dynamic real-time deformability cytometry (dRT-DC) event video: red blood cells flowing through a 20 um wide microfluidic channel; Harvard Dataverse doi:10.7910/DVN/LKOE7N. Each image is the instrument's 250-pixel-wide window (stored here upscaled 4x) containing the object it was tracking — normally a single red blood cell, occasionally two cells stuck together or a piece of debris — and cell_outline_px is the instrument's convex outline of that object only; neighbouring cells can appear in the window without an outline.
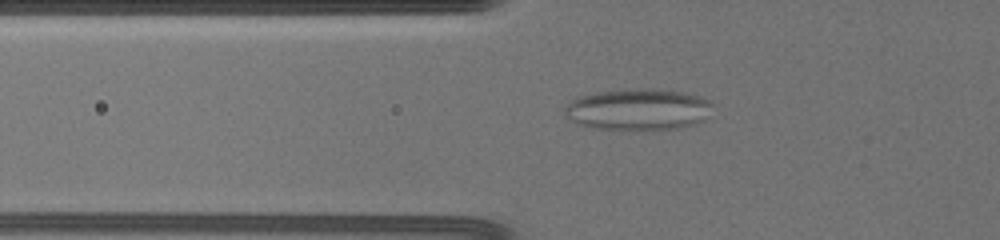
{"species": "common noctule bat (a hibernating species)", "species_latin": "Nyctalus noctula", "temperature_condition": "warm", "stored_images_in_passage": 43, "camera_frame_rate_fps": 3000, "um_per_image_px": 0.085, "animal": {"sex": "female", "body_mass_g": 19.5, "forearm_length_mm": 54.1}, "frame": {"image": 1, "passage_image": 6, "time_ms": 1.667, "image_size_px": [1000, 240], "cell_outline_px": [[712, 104], [704, 120], [696, 124], [680, 128], [592, 128], [580, 124], [572, 120], [564, 112], [564, 108], [572, 100], [580, 96], [600, 92], [640, 88], [648, 88], [684, 92], [712, 100]], "centroid_in_image_um": [54.28, 9.28], "position_along_channel_um": 71.5, "area_um2": 34.97}}
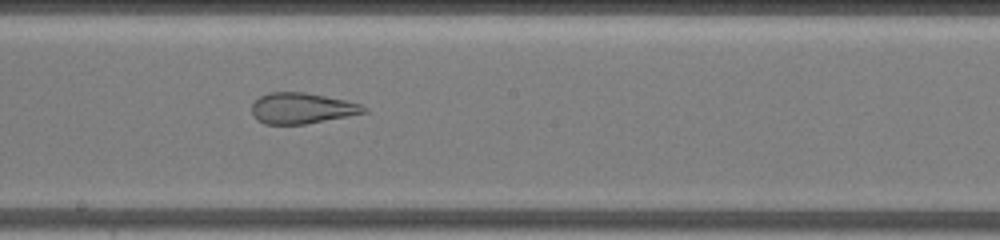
{"frame": {"image": 2, "passage_image": 19, "time_ms": 6.0, "image_size_px": [1000, 240], "cell_outline_px": [[368, 112], [348, 116], [304, 124], [264, 124], [256, 120], [252, 112], [252, 104], [260, 96], [268, 92], [304, 92], [344, 100], [360, 104], [368, 108]], "centroid_in_image_um": [25.64, 9.2], "position_along_channel_um": 222.6, "area_um2": 20.06}}
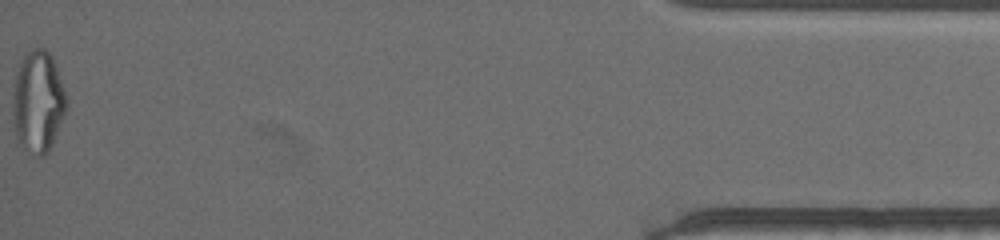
{"frame": {"image": 3, "passage_image": 43, "time_ms": 14.0, "image_size_px": [1000, 240], "cell_outline_px": [[64, 116], [52, 144], [48, 152], [44, 156], [32, 156], [20, 144], [16, 136], [12, 116], [12, 112], [16, 76], [20, 60], [32, 48], [44, 48], [52, 56], [56, 64], [64, 88]], "centroid_in_image_um": [3.21, 8.66], "position_along_channel_um": 432.0, "area_um2": 31.56}, "authors_computed_cell_mechanics": {"area_um2": 25.7788, "velocity_mm_per_s": 3.5712, "shape_relaxation_time_tau1_ms": null, "shape_relaxation_time_tau2_ms": 1.2863, "deformation_change_tau1": null, "deformation_change_tau2": 0.1038}}